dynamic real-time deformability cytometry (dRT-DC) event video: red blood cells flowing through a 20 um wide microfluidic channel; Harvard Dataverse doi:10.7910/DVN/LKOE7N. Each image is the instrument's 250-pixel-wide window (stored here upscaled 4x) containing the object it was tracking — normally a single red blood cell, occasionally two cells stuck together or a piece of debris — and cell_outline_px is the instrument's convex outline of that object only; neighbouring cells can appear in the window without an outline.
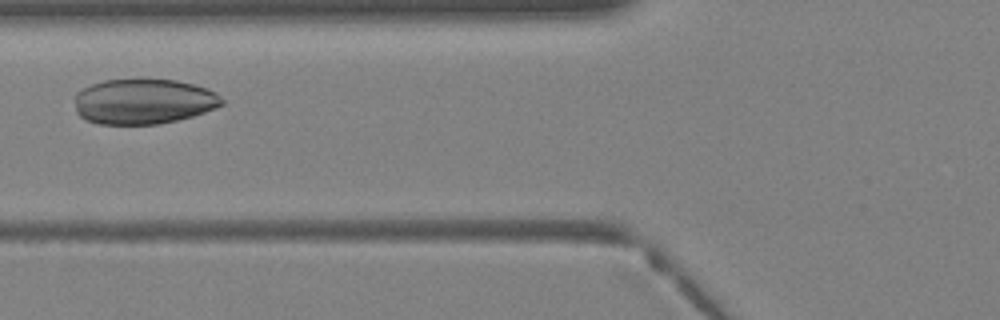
{"species": "Egyptian fruit bat (a non-hibernating species)", "species_latin": "Rousettus aegyptiacus", "temperature_condition": "warm", "stored_images_in_passage": 27, "camera_frame_rate_fps": 3000, "um_per_image_px": 0.085, "animal": {"sex": "female"}, "frame": {"image": 1, "passage_image": 8, "time_ms": 2.333, "image_size_px": [1000, 320], "cell_outline_px": [[224, 104], [216, 108], [192, 116], [176, 120], [156, 124], [100, 124], [88, 120], [80, 116], [76, 112], [76, 92], [92, 84], [104, 80], [140, 76], [176, 80], [208, 88], [216, 92], [224, 100]], "centroid_in_image_um": [12.22, 8.58], "position_along_channel_um": 113.6, "area_um2": 39.65}}
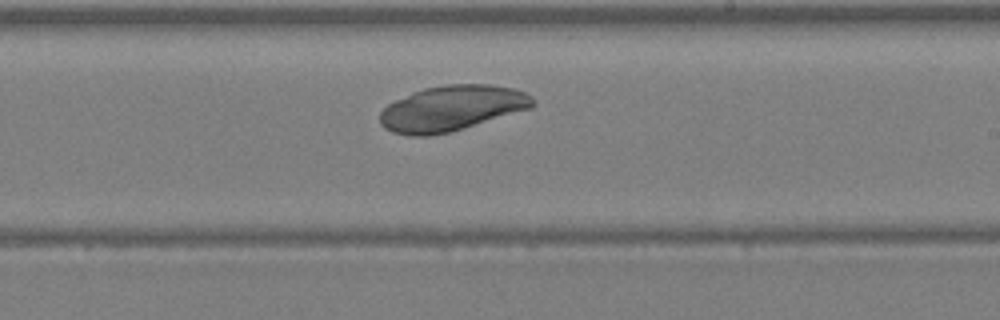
{"frame": {"image": 2, "passage_image": 16, "time_ms": 5.0, "image_size_px": [1000, 320], "cell_outline_px": [[536, 104], [532, 108], [448, 132], [428, 136], [408, 136], [392, 132], [384, 128], [380, 124], [380, 112], [388, 104], [412, 92], [424, 88], [448, 84], [492, 84], [512, 88], [524, 92], [532, 96]], "centroid_in_image_um": [38.39, 9.2], "position_along_channel_um": 250.6, "area_um2": 40.34}}
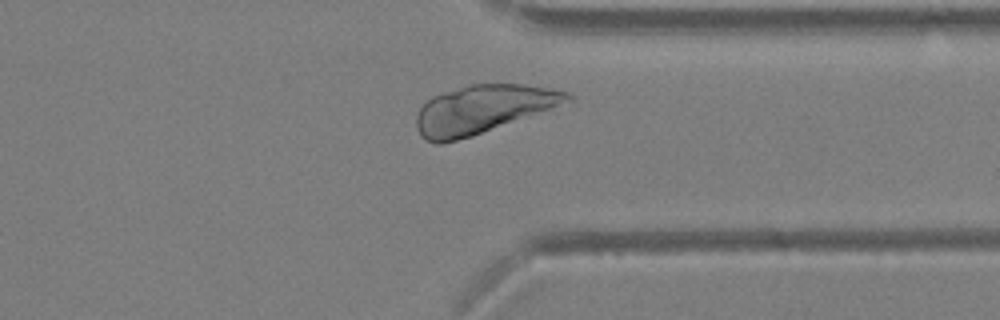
{"frame": {"image": 3, "passage_image": 23, "time_ms": 7.333, "image_size_px": [1000, 320], "cell_outline_px": [[572, 100], [472, 136], [440, 144], [436, 144], [424, 140], [420, 136], [416, 128], [416, 116], [420, 108], [432, 96], [468, 84], [520, 84], [548, 88], [568, 92], [572, 96]], "centroid_in_image_um": [40.95, 9.29], "position_along_channel_um": 370.5, "area_um2": 41.73}}